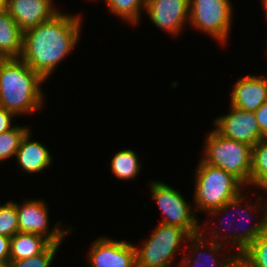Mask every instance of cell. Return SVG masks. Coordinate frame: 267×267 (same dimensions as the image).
<instances>
[{"mask_svg":"<svg viewBox=\"0 0 267 267\" xmlns=\"http://www.w3.org/2000/svg\"><path fill=\"white\" fill-rule=\"evenodd\" d=\"M30 129L16 125L9 131L0 133V163L16 156L22 138Z\"/></svg>","mask_w":267,"mask_h":267,"instance_id":"603a6c76","label":"cell"},{"mask_svg":"<svg viewBox=\"0 0 267 267\" xmlns=\"http://www.w3.org/2000/svg\"><path fill=\"white\" fill-rule=\"evenodd\" d=\"M144 11L157 28L173 36L189 23V0H146Z\"/></svg>","mask_w":267,"mask_h":267,"instance_id":"4fadbf2b","label":"cell"},{"mask_svg":"<svg viewBox=\"0 0 267 267\" xmlns=\"http://www.w3.org/2000/svg\"><path fill=\"white\" fill-rule=\"evenodd\" d=\"M137 153L131 149L119 150L111 160V172L120 180L134 179L140 172L141 163Z\"/></svg>","mask_w":267,"mask_h":267,"instance_id":"d6986e66","label":"cell"},{"mask_svg":"<svg viewBox=\"0 0 267 267\" xmlns=\"http://www.w3.org/2000/svg\"><path fill=\"white\" fill-rule=\"evenodd\" d=\"M88 252L90 267H137L135 245L108 237L96 239Z\"/></svg>","mask_w":267,"mask_h":267,"instance_id":"30bf717a","label":"cell"},{"mask_svg":"<svg viewBox=\"0 0 267 267\" xmlns=\"http://www.w3.org/2000/svg\"><path fill=\"white\" fill-rule=\"evenodd\" d=\"M23 50V31L6 12L0 14V58H20Z\"/></svg>","mask_w":267,"mask_h":267,"instance_id":"e0dca14e","label":"cell"},{"mask_svg":"<svg viewBox=\"0 0 267 267\" xmlns=\"http://www.w3.org/2000/svg\"><path fill=\"white\" fill-rule=\"evenodd\" d=\"M109 10L116 16L135 26L140 20L141 10L145 9L146 0H105Z\"/></svg>","mask_w":267,"mask_h":267,"instance_id":"7402d4cb","label":"cell"},{"mask_svg":"<svg viewBox=\"0 0 267 267\" xmlns=\"http://www.w3.org/2000/svg\"><path fill=\"white\" fill-rule=\"evenodd\" d=\"M203 226L204 227H201L202 229L200 234L191 236L188 239L187 243H192L190 246L192 249H190L192 254H189V252L185 254V251H183L181 263L178 265V267H195V265L198 267H236L238 265V257L235 253L230 255L228 253H223L222 256L224 260L221 259L222 261H218V258H221V254L219 252L224 250V245L213 242L206 238V235H204V230L207 228L206 222L203 224ZM204 248H206L209 253L202 252ZM218 255L219 257L217 258Z\"/></svg>","mask_w":267,"mask_h":267,"instance_id":"7c38bea8","label":"cell"},{"mask_svg":"<svg viewBox=\"0 0 267 267\" xmlns=\"http://www.w3.org/2000/svg\"><path fill=\"white\" fill-rule=\"evenodd\" d=\"M50 242L41 235L18 232L11 237L10 260H22L41 253Z\"/></svg>","mask_w":267,"mask_h":267,"instance_id":"ac0fdd59","label":"cell"},{"mask_svg":"<svg viewBox=\"0 0 267 267\" xmlns=\"http://www.w3.org/2000/svg\"><path fill=\"white\" fill-rule=\"evenodd\" d=\"M262 1V5H263V10H265V16H267V0H261ZM266 19H267V17H266Z\"/></svg>","mask_w":267,"mask_h":267,"instance_id":"f1b7e54d","label":"cell"},{"mask_svg":"<svg viewBox=\"0 0 267 267\" xmlns=\"http://www.w3.org/2000/svg\"><path fill=\"white\" fill-rule=\"evenodd\" d=\"M265 101H267V82L264 76L246 75L235 82L230 106L255 112Z\"/></svg>","mask_w":267,"mask_h":267,"instance_id":"9a60e30c","label":"cell"},{"mask_svg":"<svg viewBox=\"0 0 267 267\" xmlns=\"http://www.w3.org/2000/svg\"><path fill=\"white\" fill-rule=\"evenodd\" d=\"M7 6H0V14L6 11Z\"/></svg>","mask_w":267,"mask_h":267,"instance_id":"4dcf8cb0","label":"cell"},{"mask_svg":"<svg viewBox=\"0 0 267 267\" xmlns=\"http://www.w3.org/2000/svg\"><path fill=\"white\" fill-rule=\"evenodd\" d=\"M202 160L238 178L245 187L250 185L252 147L211 130L204 142Z\"/></svg>","mask_w":267,"mask_h":267,"instance_id":"277c9868","label":"cell"},{"mask_svg":"<svg viewBox=\"0 0 267 267\" xmlns=\"http://www.w3.org/2000/svg\"><path fill=\"white\" fill-rule=\"evenodd\" d=\"M232 8L231 0H189V24L224 45L231 30Z\"/></svg>","mask_w":267,"mask_h":267,"instance_id":"52a82bcc","label":"cell"},{"mask_svg":"<svg viewBox=\"0 0 267 267\" xmlns=\"http://www.w3.org/2000/svg\"><path fill=\"white\" fill-rule=\"evenodd\" d=\"M0 267H8L7 263L0 262Z\"/></svg>","mask_w":267,"mask_h":267,"instance_id":"1f68e13d","label":"cell"},{"mask_svg":"<svg viewBox=\"0 0 267 267\" xmlns=\"http://www.w3.org/2000/svg\"><path fill=\"white\" fill-rule=\"evenodd\" d=\"M53 4V0H7L6 12L24 32L58 14Z\"/></svg>","mask_w":267,"mask_h":267,"instance_id":"5bb4252c","label":"cell"},{"mask_svg":"<svg viewBox=\"0 0 267 267\" xmlns=\"http://www.w3.org/2000/svg\"><path fill=\"white\" fill-rule=\"evenodd\" d=\"M149 185L152 199L164 216L159 223L183 228L190 236L201 233L195 212L178 190L160 181H150Z\"/></svg>","mask_w":267,"mask_h":267,"instance_id":"ba28073f","label":"cell"},{"mask_svg":"<svg viewBox=\"0 0 267 267\" xmlns=\"http://www.w3.org/2000/svg\"><path fill=\"white\" fill-rule=\"evenodd\" d=\"M19 232L16 204L8 201L0 205V235L12 237Z\"/></svg>","mask_w":267,"mask_h":267,"instance_id":"d4e9b609","label":"cell"},{"mask_svg":"<svg viewBox=\"0 0 267 267\" xmlns=\"http://www.w3.org/2000/svg\"><path fill=\"white\" fill-rule=\"evenodd\" d=\"M81 16L60 11L51 20L24 31L20 58L45 80L49 79L59 63L77 45Z\"/></svg>","mask_w":267,"mask_h":267,"instance_id":"6da1fadb","label":"cell"},{"mask_svg":"<svg viewBox=\"0 0 267 267\" xmlns=\"http://www.w3.org/2000/svg\"><path fill=\"white\" fill-rule=\"evenodd\" d=\"M0 6H7V0H0Z\"/></svg>","mask_w":267,"mask_h":267,"instance_id":"f546056e","label":"cell"},{"mask_svg":"<svg viewBox=\"0 0 267 267\" xmlns=\"http://www.w3.org/2000/svg\"><path fill=\"white\" fill-rule=\"evenodd\" d=\"M194 201L196 211L208 213L222 207L242 193L244 184L229 172L205 163H198L194 174Z\"/></svg>","mask_w":267,"mask_h":267,"instance_id":"3957f363","label":"cell"},{"mask_svg":"<svg viewBox=\"0 0 267 267\" xmlns=\"http://www.w3.org/2000/svg\"><path fill=\"white\" fill-rule=\"evenodd\" d=\"M61 244L50 243L41 253L22 260H10L8 267H50Z\"/></svg>","mask_w":267,"mask_h":267,"instance_id":"cb8c5ba5","label":"cell"},{"mask_svg":"<svg viewBox=\"0 0 267 267\" xmlns=\"http://www.w3.org/2000/svg\"><path fill=\"white\" fill-rule=\"evenodd\" d=\"M261 134L267 138V101H265L255 112Z\"/></svg>","mask_w":267,"mask_h":267,"instance_id":"484cf974","label":"cell"},{"mask_svg":"<svg viewBox=\"0 0 267 267\" xmlns=\"http://www.w3.org/2000/svg\"><path fill=\"white\" fill-rule=\"evenodd\" d=\"M190 237L183 228L159 223L141 248L135 246L137 267L173 266V256Z\"/></svg>","mask_w":267,"mask_h":267,"instance_id":"8992f818","label":"cell"},{"mask_svg":"<svg viewBox=\"0 0 267 267\" xmlns=\"http://www.w3.org/2000/svg\"><path fill=\"white\" fill-rule=\"evenodd\" d=\"M10 243V237L0 235V262L8 263L10 261Z\"/></svg>","mask_w":267,"mask_h":267,"instance_id":"83f0119b","label":"cell"},{"mask_svg":"<svg viewBox=\"0 0 267 267\" xmlns=\"http://www.w3.org/2000/svg\"><path fill=\"white\" fill-rule=\"evenodd\" d=\"M238 265L240 267H267V230L238 256Z\"/></svg>","mask_w":267,"mask_h":267,"instance_id":"44dd1931","label":"cell"},{"mask_svg":"<svg viewBox=\"0 0 267 267\" xmlns=\"http://www.w3.org/2000/svg\"><path fill=\"white\" fill-rule=\"evenodd\" d=\"M250 185L267 190V138L252 147Z\"/></svg>","mask_w":267,"mask_h":267,"instance_id":"ffe728a7","label":"cell"},{"mask_svg":"<svg viewBox=\"0 0 267 267\" xmlns=\"http://www.w3.org/2000/svg\"><path fill=\"white\" fill-rule=\"evenodd\" d=\"M30 135L29 130L22 138L15 157L23 172L35 174L46 169L52 163V158L45 145L39 141H31Z\"/></svg>","mask_w":267,"mask_h":267,"instance_id":"2e32d148","label":"cell"},{"mask_svg":"<svg viewBox=\"0 0 267 267\" xmlns=\"http://www.w3.org/2000/svg\"><path fill=\"white\" fill-rule=\"evenodd\" d=\"M16 116L14 113L0 107V133L9 131L16 125H12V117Z\"/></svg>","mask_w":267,"mask_h":267,"instance_id":"4316f807","label":"cell"},{"mask_svg":"<svg viewBox=\"0 0 267 267\" xmlns=\"http://www.w3.org/2000/svg\"><path fill=\"white\" fill-rule=\"evenodd\" d=\"M16 204L19 232H27L41 235L50 243L61 244L64 236L71 229L61 228L60 222L56 223L54 228L49 230V213L47 203L43 200L29 199Z\"/></svg>","mask_w":267,"mask_h":267,"instance_id":"9c48e42d","label":"cell"},{"mask_svg":"<svg viewBox=\"0 0 267 267\" xmlns=\"http://www.w3.org/2000/svg\"><path fill=\"white\" fill-rule=\"evenodd\" d=\"M230 113L217 117L214 120V128L220 135L245 143L251 147L265 139L254 112L240 110L230 106Z\"/></svg>","mask_w":267,"mask_h":267,"instance_id":"8fae6325","label":"cell"},{"mask_svg":"<svg viewBox=\"0 0 267 267\" xmlns=\"http://www.w3.org/2000/svg\"><path fill=\"white\" fill-rule=\"evenodd\" d=\"M45 79L21 58L0 59V107L25 115L42 108Z\"/></svg>","mask_w":267,"mask_h":267,"instance_id":"7a4b0ae2","label":"cell"},{"mask_svg":"<svg viewBox=\"0 0 267 267\" xmlns=\"http://www.w3.org/2000/svg\"><path fill=\"white\" fill-rule=\"evenodd\" d=\"M243 197V198H242ZM245 196H244V194L243 193H241L240 195H238L236 198H234L233 200H230V201H228L227 203H225L222 207H219V208H216V209H213V210H211V211H209L208 212V215H212V217L213 216H215V217H221L222 216V214H225V213H227V215H228V212L230 213V210H234V209H236V214L238 213L239 214V218H244V221H245V219L248 221V220H250V218L249 217H251L250 216V214L252 213V211L253 210H255L256 211V213H257V210H258V208L259 207H261V208H259V211H261V213L263 214L261 217L262 218H260V221H258V222H256V223H254V225L253 226H250V227H246V228H240L241 229V231H239V230H236V229H233V227H232V229L233 230H236V232H233L232 234H227V232L225 233H223V234H221L220 233V231H218V232H215V231H217L216 229H214L213 231H214V233L212 234L210 231L207 233V235H212V237L210 238V240L211 241H213V242H216V243H219V244H221V245H223V243H222V241H227V242H224V245L225 244H229V245H231V246H234V248L236 247V252H235V254H236V256L238 257L258 236H260L263 232H265L266 230H267V202L265 201V202H263L259 207H257L258 206V204L256 205H254V206H252V205H248V204H245L246 206H244V207H247V208H244V209H242L241 210V208L243 207L242 206V204H240V203H243V202H247L248 203V201L250 202V200H249V198L247 199V195H246V197L244 198ZM246 199V200H245ZM248 200V201H247ZM248 205V206H247ZM256 208V209H255ZM235 211V210H234ZM240 212H242V214H244V216H242L241 215V213ZM248 212H251V213H248ZM236 216V215H235ZM234 218V217H233ZM225 218H223L221 221H223V223H225L226 221L224 220ZM232 220V219H231ZM229 221V222H226V223H228V224H226V226L228 225V227H226V229L227 228H229L230 226V224H232L233 222L232 221ZM220 220H219V224H218V226H221L222 225V223L220 224V222H221ZM225 221V222H224ZM241 221H243V220H241ZM224 227V226H223ZM231 227H230V229L229 230H231ZM224 229H225V227H224ZM228 230V229H227ZM226 230V231H227ZM228 230V231H229ZM225 231V230H224ZM231 232H232V230H231ZM230 231H229V233H231ZM216 233H218V234H216ZM219 235L221 236V235H225V236H223L222 238L224 239V240H221V241H219L218 239H220L219 238Z\"/></svg>","mask_w":267,"mask_h":267,"instance_id":"5b68a950","label":"cell"}]
</instances>
